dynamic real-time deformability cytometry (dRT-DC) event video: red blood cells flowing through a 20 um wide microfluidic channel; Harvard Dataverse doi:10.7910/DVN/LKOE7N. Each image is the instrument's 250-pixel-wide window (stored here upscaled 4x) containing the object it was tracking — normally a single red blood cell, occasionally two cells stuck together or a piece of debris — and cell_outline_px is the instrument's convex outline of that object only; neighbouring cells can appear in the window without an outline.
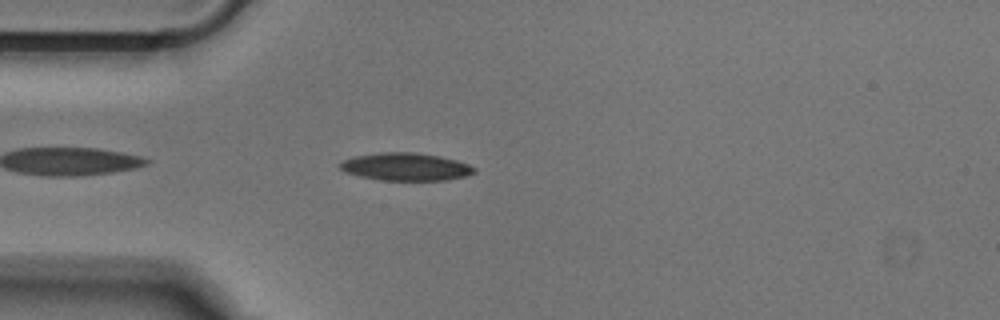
{"species": "Egyptian fruit bat (a non-hibernating species)", "species_latin": "Rousettus aegyptiacus", "temperature_condition": "cold", "stored_images_in_passage": 39, "camera_frame_rate_fps": 3000, "um_per_image_px": 0.085, "animal": {"sex": "male"}, "frame": {"image": 1, "passage_image": 3, "time_ms": 0.667, "image_size_px": [1000, 320], "cell_outline_px": [[476, 172], [464, 176], [444, 180], [380, 180], [360, 176], [344, 172], [340, 168], [340, 164], [344, 160], [356, 156], [380, 152], [416, 152], [440, 156], [456, 160], [468, 164], [476, 168]], "centroid_in_image_um": [34.49, 14.17], "position_along_channel_um": 50.5, "area_um2": 21.56}}
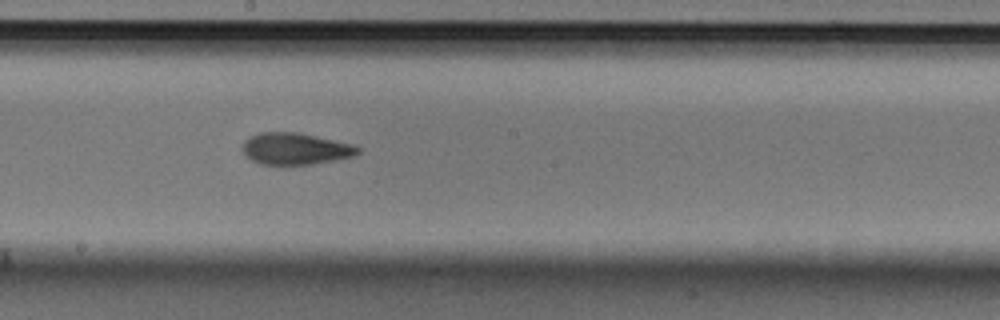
{"frame": {"image": 2, "passage_image": 17, "time_ms": 5.333, "image_size_px": [1000, 320], "cell_outline_px": [[360, 152], [356, 156], [336, 160], [312, 164], [260, 164], [244, 156], [240, 148], [244, 140], [260, 132], [300, 132], [352, 144], [360, 148]], "centroid_in_image_um": [25.09, 12.64], "position_along_channel_um": 223.1, "area_um2": 21.56}}
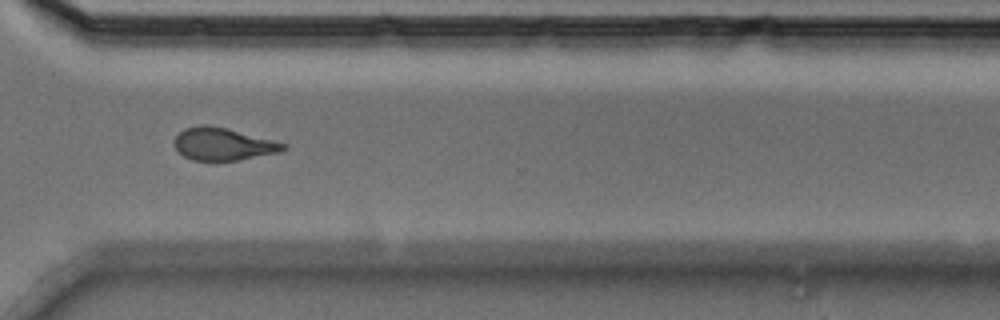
{"frame": {"image": 3, "passage_image": 27, "time_ms": 8.667, "image_size_px": [1000, 320], "cell_outline_px": [[288, 148], [276, 152], [240, 160], [192, 160], [184, 156], [172, 144], [176, 136], [184, 128], [200, 124], [208, 124], [228, 128], [288, 144]], "centroid_in_image_um": [18.94, 12.22], "position_along_channel_um": 351.7, "area_um2": 20.63}}